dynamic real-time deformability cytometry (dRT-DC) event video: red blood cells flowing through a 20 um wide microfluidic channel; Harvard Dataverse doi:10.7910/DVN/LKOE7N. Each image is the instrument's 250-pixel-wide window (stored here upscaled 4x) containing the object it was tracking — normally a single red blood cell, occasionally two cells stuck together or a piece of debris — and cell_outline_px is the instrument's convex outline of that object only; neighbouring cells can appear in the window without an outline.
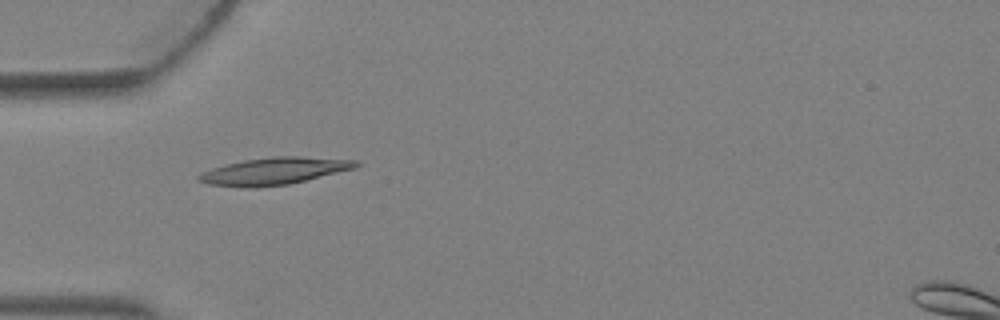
{"species": "Egyptian fruit bat (a non-hibernating species)", "species_latin": "Rousettus aegyptiacus", "temperature_condition": "warm", "stored_images_in_passage": 2, "camera_frame_rate_fps": 3000, "um_per_image_px": 0.085, "animal": {"sex": "female"}, "frame": {"image": 1, "passage_image": 2, "time_ms": 0.333, "image_size_px": [1000, 320], "cell_outline_px": [[360, 164], [356, 168], [288, 184], [256, 188], [240, 188], [208, 184], [196, 180], [196, 176], [200, 172], [212, 168], [244, 160], [272, 156], [300, 156], [360, 160]], "centroid_in_image_um": [23.28, 14.54], "position_along_channel_um": 61.7, "area_um2": 25.09}}